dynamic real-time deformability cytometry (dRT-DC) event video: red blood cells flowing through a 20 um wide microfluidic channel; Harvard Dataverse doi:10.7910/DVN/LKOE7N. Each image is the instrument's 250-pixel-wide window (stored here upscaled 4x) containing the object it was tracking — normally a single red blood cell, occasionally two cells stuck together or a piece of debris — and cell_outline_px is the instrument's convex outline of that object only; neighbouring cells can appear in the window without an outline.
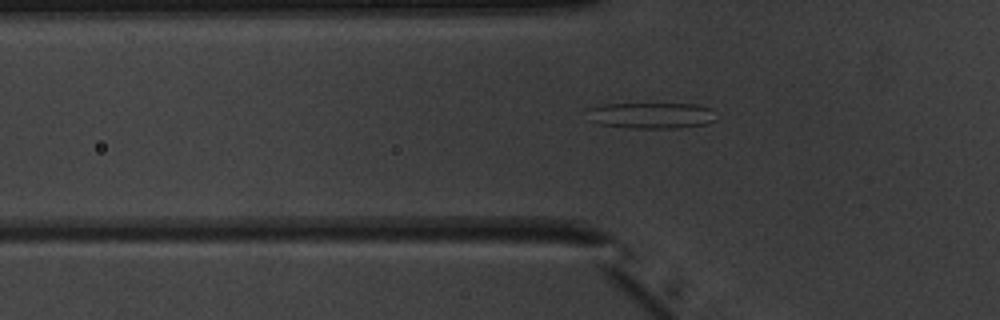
{"species": "common noctule bat (a hibernating species)", "species_latin": "Nyctalus noctula", "temperature_condition": "warm", "stored_images_in_passage": 52, "camera_frame_rate_fps": 3000, "um_per_image_px": 0.085, "animal": {"sex": "male", "body_mass_g": 20.1, "forearm_length_mm": 53.5}, "frame": {"image": 1, "passage_image": 18, "time_ms": 5.667, "image_size_px": [1000, 320], "cell_outline_px": [[720, 116], [716, 120], [708, 124], [676, 128], [632, 128], [600, 124], [592, 120], [588, 108], [604, 104], [696, 104], [712, 108]], "centroid_in_image_um": [55.51, 9.81], "position_along_channel_um": 70.3, "area_um2": 19.65}}
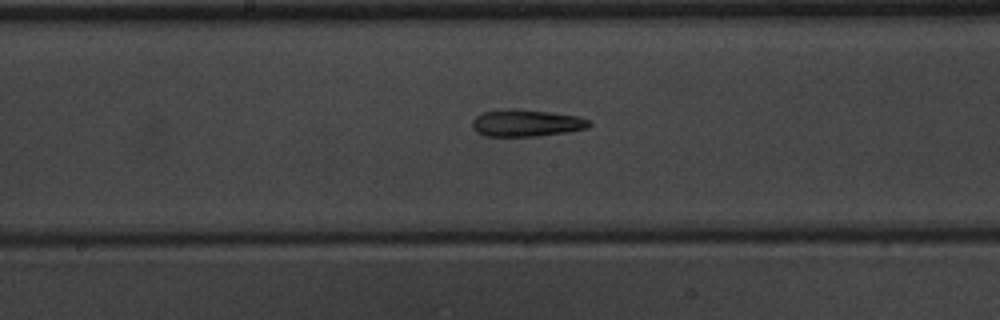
{"frame": {"image": 2, "passage_image": 28, "time_ms": 9.0, "image_size_px": [1000, 320], "cell_outline_px": [[592, 124], [588, 128], [568, 132], [536, 136], [484, 136], [476, 132], [472, 128], [472, 120], [476, 116], [484, 112], [508, 108], [516, 108], [548, 112], [576, 116], [592, 120]], "centroid_in_image_um": [44.74, 10.46], "position_along_channel_um": 203.5, "area_um2": 18.55}}
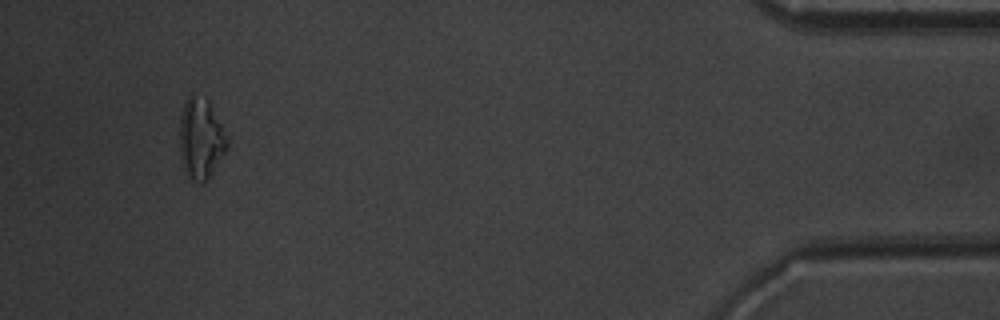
{"frame": {"image": 3, "passage_image": 49, "time_ms": 16.0, "image_size_px": [1000, 320], "cell_outline_px": [[228, 148], [204, 184], [200, 184], [192, 180], [188, 176], [184, 168], [180, 156], [180, 112], [188, 96], [192, 92], [208, 100], [228, 140]], "centroid_in_image_um": [17.05, 11.79], "position_along_channel_um": 418.2, "area_um2": 22.25}, "authors_computed_cell_mechanics": {"area_um2": 19.3341, "velocity_mm_per_s": 3.9815, "shape_relaxation_time_tau1_ms": null, "shape_relaxation_time_tau2_ms": 6.0233, "deformation_change_tau1": null, "deformation_change_tau2": 0.184}}